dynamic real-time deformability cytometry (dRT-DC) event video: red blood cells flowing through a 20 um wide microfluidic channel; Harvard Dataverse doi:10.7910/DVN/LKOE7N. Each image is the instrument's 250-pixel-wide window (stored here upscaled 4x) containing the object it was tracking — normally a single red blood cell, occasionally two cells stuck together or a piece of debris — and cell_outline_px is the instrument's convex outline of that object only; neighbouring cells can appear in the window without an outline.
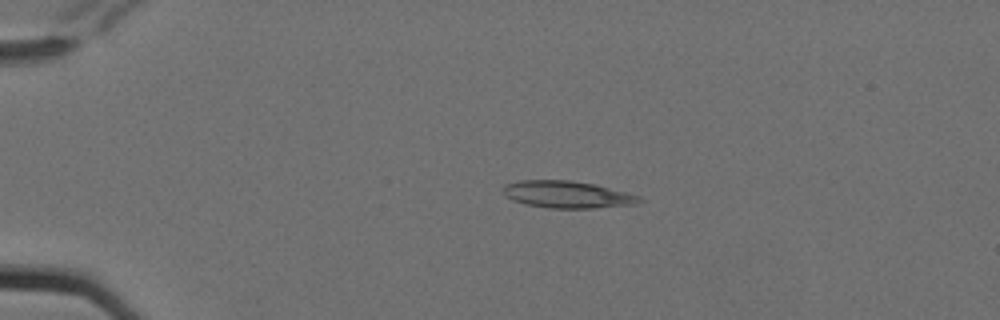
{"species": "Egyptian fruit bat (a non-hibernating species)", "species_latin": "Rousettus aegyptiacus", "temperature_condition": "cold", "stored_images_in_passage": 5, "camera_frame_rate_fps": 3000, "um_per_image_px": 0.085, "animal": {"sex": "female"}, "frame": {"image": 1, "passage_image": 3, "time_ms": 0.667, "image_size_px": [1000, 320], "cell_outline_px": [[644, 200], [636, 204], [596, 208], [548, 208], [524, 204], [512, 200], [504, 192], [504, 184], [520, 180], [572, 180], [596, 184], [640, 196]], "centroid_in_image_um": [48.24, 16.53], "position_along_channel_um": 36.8, "area_um2": 21.56}}
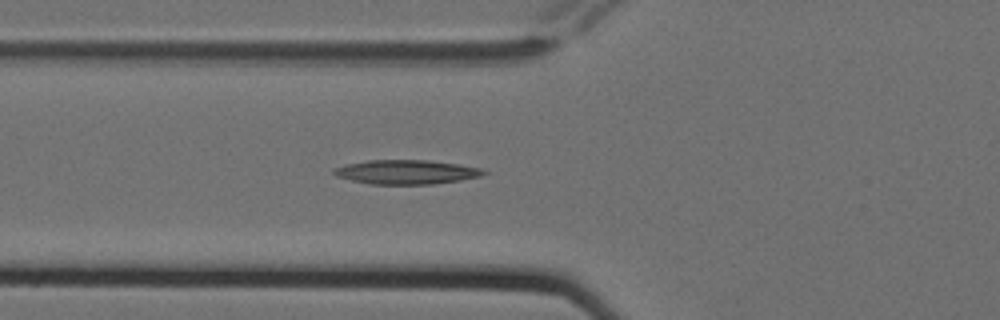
{"frame": {"image": 2, "passage_image": 5, "time_ms": 1.333, "image_size_px": [1000, 320], "cell_outline_px": [[488, 172], [480, 176], [460, 180], [432, 184], [372, 184], [352, 180], [336, 176], [332, 172], [336, 168], [344, 164], [368, 160], [428, 160], [460, 164], [480, 168]], "centroid_in_image_um": [34.54, 14.61], "position_along_channel_um": 91.3, "area_um2": 21.04}}